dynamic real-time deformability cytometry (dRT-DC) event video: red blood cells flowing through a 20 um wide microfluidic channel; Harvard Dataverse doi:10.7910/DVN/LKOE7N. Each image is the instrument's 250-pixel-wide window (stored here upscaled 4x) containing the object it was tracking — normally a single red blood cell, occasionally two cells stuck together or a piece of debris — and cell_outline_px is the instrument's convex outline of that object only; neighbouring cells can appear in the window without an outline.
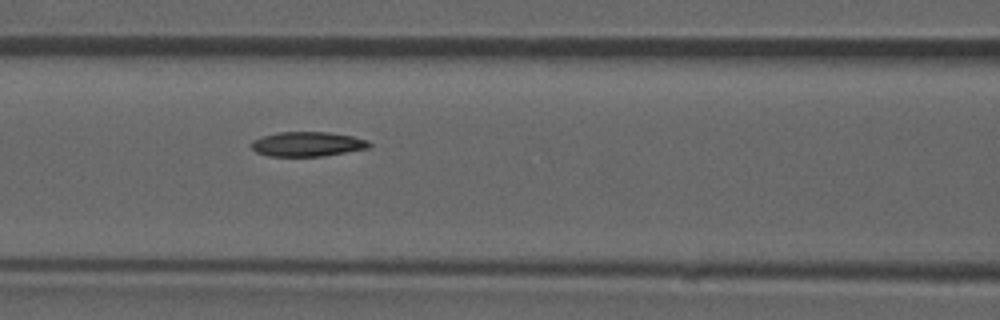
{"species": "common noctule bat (a hibernating species)", "species_latin": "Nyctalus noctula", "temperature_condition": "room temperature", "stored_images_in_passage": 43, "camera_frame_rate_fps": 3000, "um_per_image_px": 0.085, "animal": {"sex": "male", "forearm_length_mm": 52.5}, "frame": {"image": 1, "passage_image": 13, "time_ms": 4.0, "image_size_px": [1000, 320], "cell_outline_px": [[372, 144], [368, 148], [324, 156], [268, 156], [256, 152], [252, 148], [252, 140], [264, 136], [280, 132], [328, 132], [352, 136], [368, 140]], "centroid_in_image_um": [26.15, 12.25], "position_along_channel_um": 140.5, "area_um2": 16.82}, "authors_computed_cell_mechanics": {"area_um2": 17.1088, "velocity_mm_per_s": 3.8558, "shape_relaxation_time_tau1_ms": null, "shape_relaxation_time_tau2_ms": 6.6448, "deformation_change_tau1": null, "deformation_change_tau2": 0.1238}}